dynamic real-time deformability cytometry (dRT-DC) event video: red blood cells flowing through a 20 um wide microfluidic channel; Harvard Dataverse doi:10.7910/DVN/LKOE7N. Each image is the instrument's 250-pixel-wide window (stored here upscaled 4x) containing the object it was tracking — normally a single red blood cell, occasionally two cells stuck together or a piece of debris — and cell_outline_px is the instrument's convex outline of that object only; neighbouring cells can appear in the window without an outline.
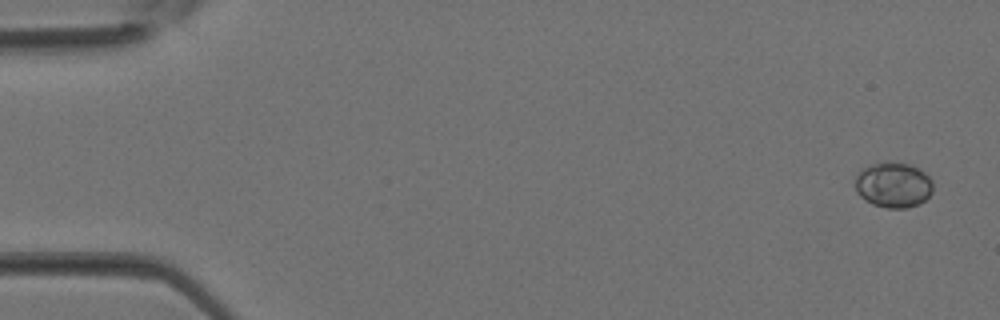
{"species": "Egyptian fruit bat (a non-hibernating species)", "species_latin": "Rousettus aegyptiacus", "temperature_condition": "room temperature", "stored_images_in_passage": 37, "camera_frame_rate_fps": 3000, "um_per_image_px": 0.085, "animal": {"sex": "female"}, "frame": {"image": 1, "passage_image": 1, "time_ms": 0.0, "image_size_px": [1000, 320], "cell_outline_px": [[932, 192], [920, 204], [904, 208], [888, 208], [872, 204], [864, 200], [856, 192], [856, 176], [868, 164], [884, 160], [888, 160], [912, 164], [924, 172], [932, 180]], "centroid_in_image_um": [75.93, 15.69], "position_along_channel_um": 9.1, "area_um2": 20.92}}
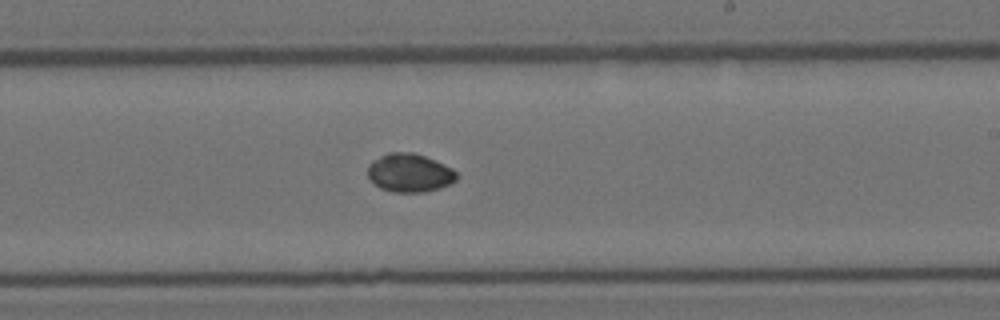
{"frame": {"image": 2, "passage_image": 22, "time_ms": 7.0, "image_size_px": [1000, 320], "cell_outline_px": [[456, 180], [440, 188], [424, 192], [392, 192], [380, 188], [368, 176], [368, 164], [372, 160], [388, 152], [412, 152], [424, 156], [452, 168], [456, 172]], "centroid_in_image_um": [34.79, 14.69], "position_along_channel_um": 254.2, "area_um2": 19.77}}
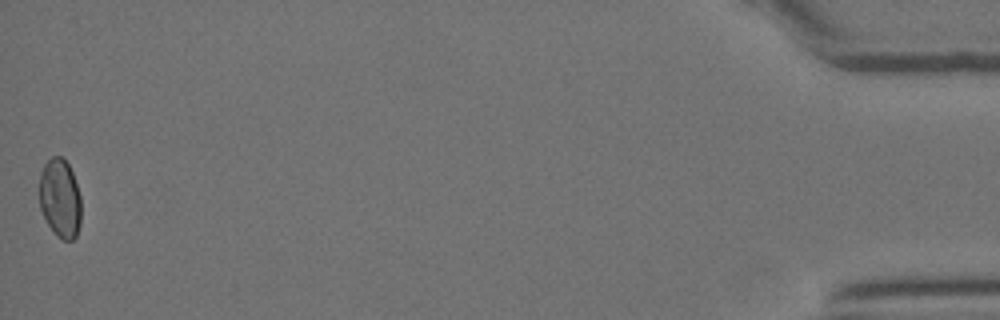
{"frame": {"image": 3, "passage_image": 37, "time_ms": 12.0, "image_size_px": [1000, 320], "cell_outline_px": [[80, 224], [76, 236], [72, 240], [64, 240], [56, 236], [48, 224], [40, 208], [40, 172], [44, 164], [52, 156], [60, 156], [68, 164], [72, 172], [80, 196]], "centroid_in_image_um": [5.1, 16.86], "position_along_channel_um": 430.1, "area_um2": 19.07}}